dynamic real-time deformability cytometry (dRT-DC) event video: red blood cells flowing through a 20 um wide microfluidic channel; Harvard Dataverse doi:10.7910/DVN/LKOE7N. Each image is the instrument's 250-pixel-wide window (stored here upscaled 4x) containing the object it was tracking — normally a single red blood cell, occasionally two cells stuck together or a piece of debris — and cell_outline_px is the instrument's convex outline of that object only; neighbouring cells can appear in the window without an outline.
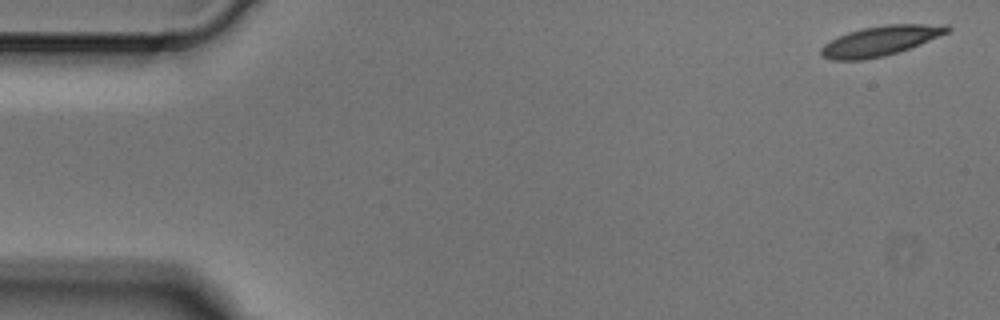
{"species": "Egyptian fruit bat (a non-hibernating species)", "species_latin": "Rousettus aegyptiacus", "temperature_condition": "cold", "stored_images_in_passage": 5, "camera_frame_rate_fps": 3000, "um_per_image_px": 0.085, "animal": {"sex": "male"}, "frame": {"image": 1, "passage_image": 1, "time_ms": 0.0, "image_size_px": [1000, 320], "cell_outline_px": [[952, 28], [948, 32], [908, 48], [884, 56], [864, 60], [832, 60], [824, 56], [820, 52], [820, 48], [824, 44], [848, 32], [864, 28], [884, 24], [948, 24]], "centroid_in_image_um": [74.83, 3.46], "position_along_channel_um": 10.2, "area_um2": 21.62}}
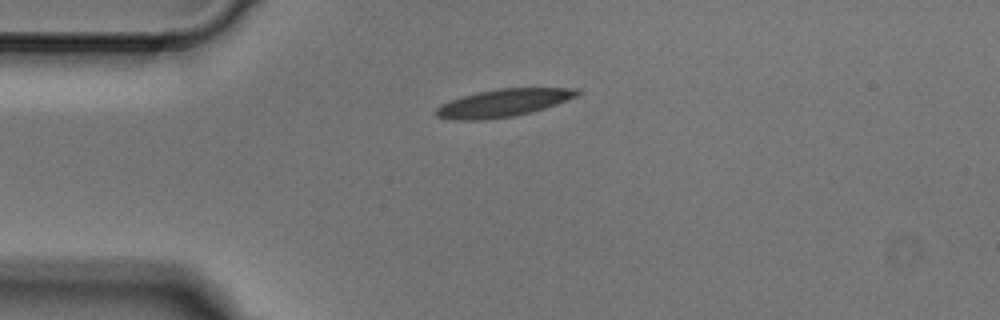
{"frame": {"image": 2, "passage_image": 4, "time_ms": 1.0, "image_size_px": [1000, 320], "cell_outline_px": [[584, 92], [576, 96], [556, 104], [544, 108], [512, 116], [484, 120], [452, 120], [436, 116], [436, 108], [440, 104], [464, 96], [480, 92], [500, 88], [580, 88]], "centroid_in_image_um": [42.79, 8.74], "position_along_channel_um": 42.2, "area_um2": 22.48}}
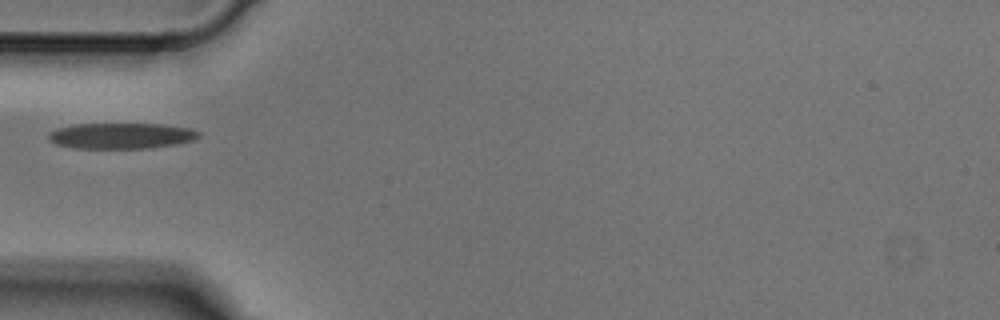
{"frame": {"image": 3, "passage_image": 5, "time_ms": 1.333, "image_size_px": [1000, 320], "cell_outline_px": [[200, 136], [196, 140], [180, 144], [152, 148], [76, 148], [56, 144], [48, 140], [48, 132], [56, 128], [72, 124], [164, 124], [188, 128], [200, 132]], "centroid_in_image_um": [10.32, 11.54], "position_along_channel_um": 74.7, "area_um2": 22.89}}